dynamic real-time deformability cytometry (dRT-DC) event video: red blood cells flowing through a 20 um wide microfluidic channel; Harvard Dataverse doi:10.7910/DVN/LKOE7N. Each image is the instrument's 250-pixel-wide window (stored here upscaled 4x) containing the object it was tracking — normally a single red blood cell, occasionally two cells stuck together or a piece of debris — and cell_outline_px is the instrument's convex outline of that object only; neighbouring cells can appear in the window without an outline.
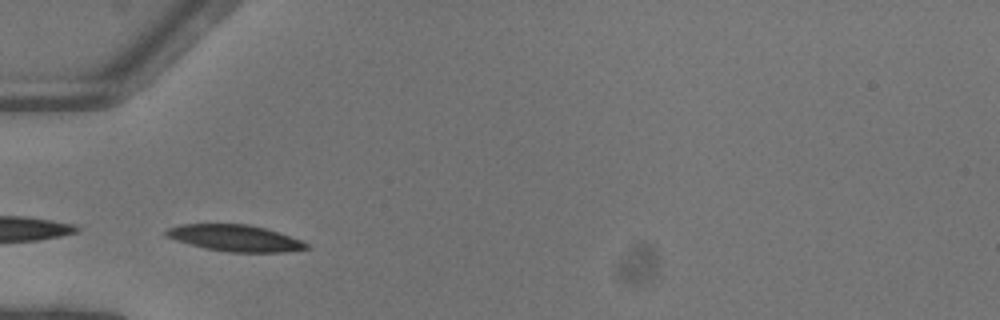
{"species": "common noctule bat (a hibernating species)", "species_latin": "Nyctalus noctula", "temperature_condition": "warm", "stored_images_in_passage": 35, "camera_frame_rate_fps": 3000, "um_per_image_px": 0.085, "animal": {"sex": "female"}, "frame": {"image": 1, "passage_image": 6, "time_ms": 1.667, "image_size_px": [1000, 320], "cell_outline_px": [[312, 248], [284, 252], [228, 252], [204, 248], [176, 240], [164, 236], [164, 232], [168, 228], [180, 224], [248, 224], [264, 228], [300, 240], [308, 244]], "centroid_in_image_um": [19.95, 20.24], "position_along_channel_um": 65.1, "area_um2": 21.5}}
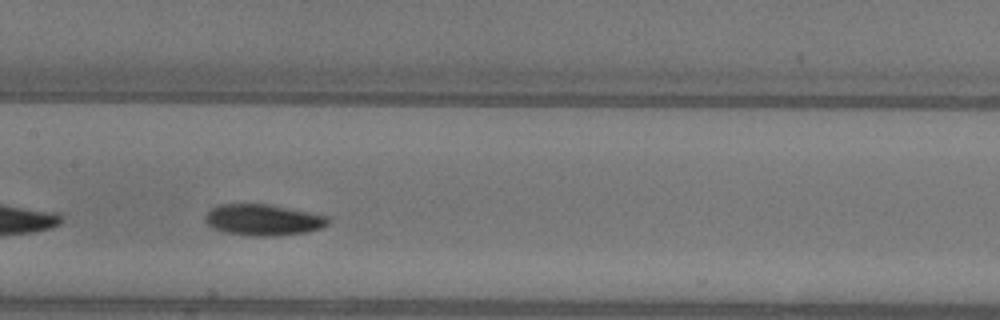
{"frame": {"image": 2, "passage_image": 15, "time_ms": 4.667, "image_size_px": [1000, 320], "cell_outline_px": [[328, 224], [320, 228], [304, 232], [272, 236], [252, 236], [224, 232], [212, 228], [204, 220], [204, 216], [212, 208], [220, 204], [268, 204], [328, 216]], "centroid_in_image_um": [22.32, 18.69], "position_along_channel_um": 185.1, "area_um2": 22.14}}
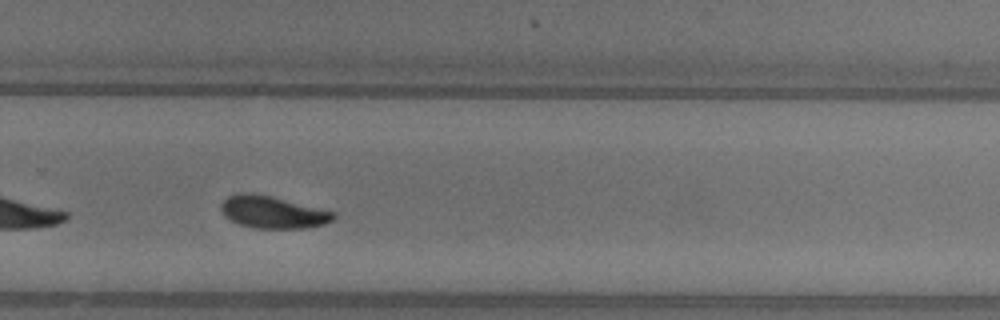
{"frame": {"image": 3, "passage_image": 24, "time_ms": 7.667, "image_size_px": [1000, 320], "cell_outline_px": [[336, 216], [332, 220], [324, 224], [304, 228], [256, 228], [240, 224], [224, 216], [220, 208], [220, 204], [228, 196], [236, 192], [252, 192], [272, 196], [332, 212]], "centroid_in_image_um": [23.11, 18.01], "position_along_channel_um": 306.7, "area_um2": 20.92}, "authors_computed_cell_mechanics": {"area_um2": 21.5016, "velocity_mm_per_s": 4.0754, "shape_relaxation_time_tau1_ms": 2.5008, "shape_relaxation_time_tau2_ms": 3.9651, "deformation_change_tau1": 0.133, "deformation_change_tau2": 0.0804}}